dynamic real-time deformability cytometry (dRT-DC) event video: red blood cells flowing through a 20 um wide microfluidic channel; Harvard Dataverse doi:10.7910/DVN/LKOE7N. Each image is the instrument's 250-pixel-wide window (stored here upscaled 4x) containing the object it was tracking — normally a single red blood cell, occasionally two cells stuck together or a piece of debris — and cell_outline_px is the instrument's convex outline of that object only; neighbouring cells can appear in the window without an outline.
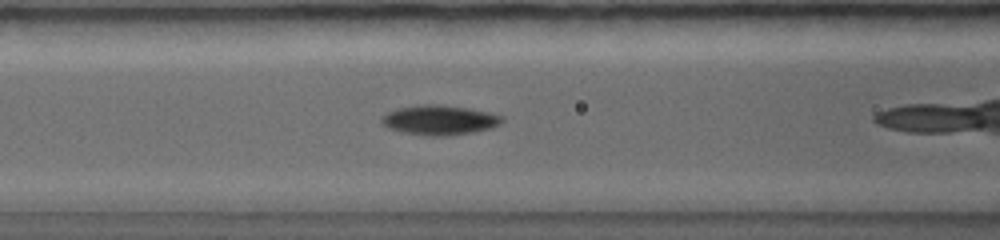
{"species": "common noctule bat (a hibernating species)", "species_latin": "Nyctalus noctula", "temperature_condition": "warm", "stored_images_in_passage": 4, "camera_frame_rate_fps": 5000, "um_per_image_px": 0.085, "animal": {"sex": "female", "body_mass_g": 19.0, "forearm_length_mm": 56.7}, "frame": {"image": 1, "passage_image": 3, "time_ms": 0.8, "image_size_px": [1000, 240], "cell_outline_px": [[504, 120], [500, 124], [488, 128], [472, 132], [448, 136], [428, 136], [404, 132], [388, 128], [380, 124], [380, 116], [396, 108], [420, 104], [440, 104], [468, 108], [492, 112], [504, 116]], "centroid_in_image_um": [37.33, 10.19], "position_along_channel_um": 129.3, "area_um2": 21.15}}